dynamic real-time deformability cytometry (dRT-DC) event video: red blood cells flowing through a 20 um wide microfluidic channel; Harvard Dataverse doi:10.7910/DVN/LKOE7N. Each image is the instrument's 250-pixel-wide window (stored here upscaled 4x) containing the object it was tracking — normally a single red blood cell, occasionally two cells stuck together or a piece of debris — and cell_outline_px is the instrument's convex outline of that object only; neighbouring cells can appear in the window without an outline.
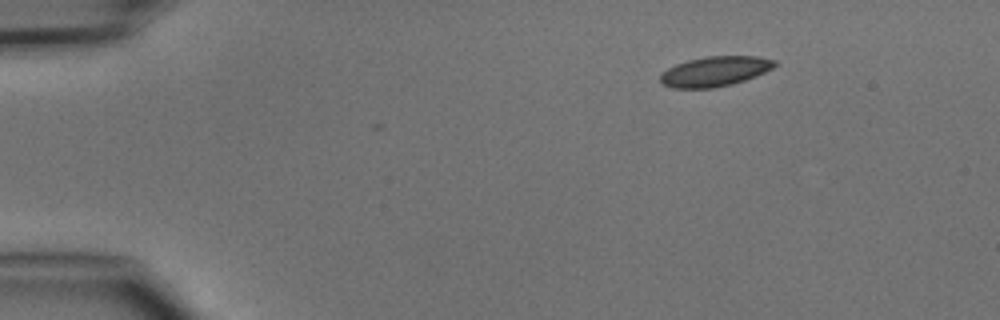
{"species": "common noctule bat (a hibernating species)", "species_latin": "Nyctalus noctula", "temperature_condition": "cold", "stored_images_in_passage": 3, "camera_frame_rate_fps": 3000, "um_per_image_px": 0.085, "animal": {"sex": "male", "body_mass_g": 15.6}, "frame": {"image": 1, "passage_image": 1, "time_ms": 0.0, "image_size_px": [1000, 320], "cell_outline_px": [[776, 64], [772, 68], [756, 76], [732, 84], [712, 88], [672, 88], [660, 84], [660, 72], [676, 64], [688, 60], [708, 56], [756, 56], [776, 60]], "centroid_in_image_um": [60.72, 6.07], "position_along_channel_um": 24.3, "area_um2": 20.0}}